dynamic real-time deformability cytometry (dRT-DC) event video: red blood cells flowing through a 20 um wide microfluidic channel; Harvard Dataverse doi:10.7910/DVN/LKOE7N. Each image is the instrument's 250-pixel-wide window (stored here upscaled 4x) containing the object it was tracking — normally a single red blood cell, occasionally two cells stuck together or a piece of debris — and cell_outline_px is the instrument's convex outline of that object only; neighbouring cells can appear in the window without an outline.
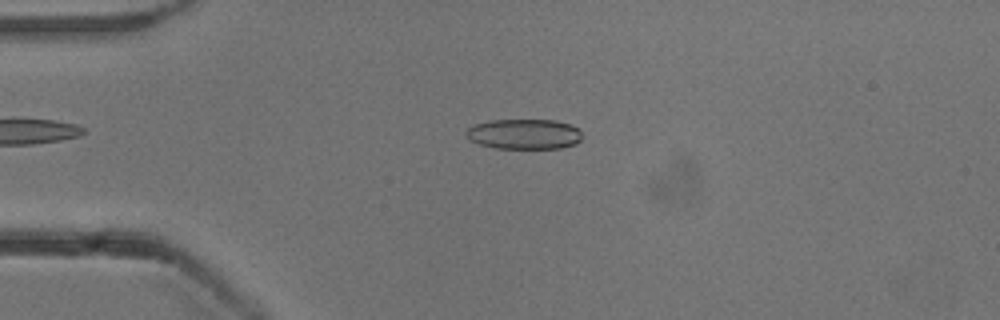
{"species": "common noctule bat (a hibernating species)", "species_latin": "Nyctalus noctula", "temperature_condition": "cold", "stored_images_in_passage": 52, "camera_frame_rate_fps": 3000, "um_per_image_px": 0.085, "animal": {"sex": "male", "body_mass_g": 13.3}, "frame": {"image": 1, "passage_image": 12, "time_ms": 3.667, "image_size_px": [1000, 320], "cell_outline_px": [[584, 136], [576, 144], [560, 148], [496, 148], [480, 144], [468, 140], [464, 136], [464, 132], [472, 124], [488, 120], [556, 120], [568, 124], [576, 128]], "centroid_in_image_um": [44.5, 11.39], "position_along_channel_um": 40.5, "area_um2": 20.63}}
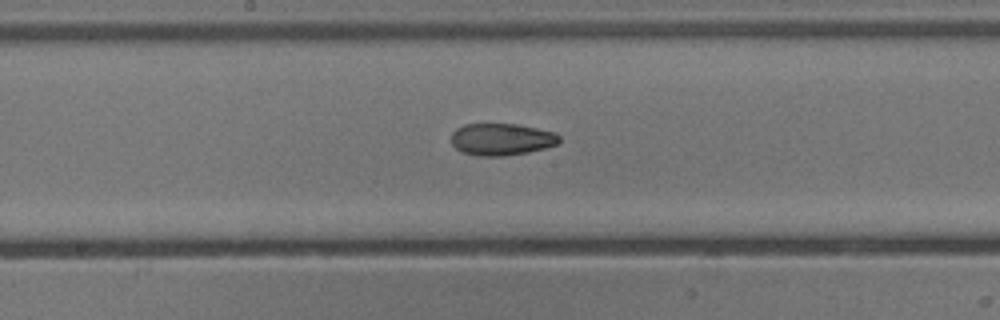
{"frame": {"image": 2, "passage_image": 27, "time_ms": 8.667, "image_size_px": [1000, 320], "cell_outline_px": [[560, 140], [556, 144], [544, 148], [528, 152], [504, 156], [476, 156], [464, 152], [456, 148], [452, 144], [452, 132], [456, 128], [464, 124], [516, 124], [556, 132], [560, 136]], "centroid_in_image_um": [42.63, 11.84], "position_along_channel_um": 205.6, "area_um2": 20.11}}
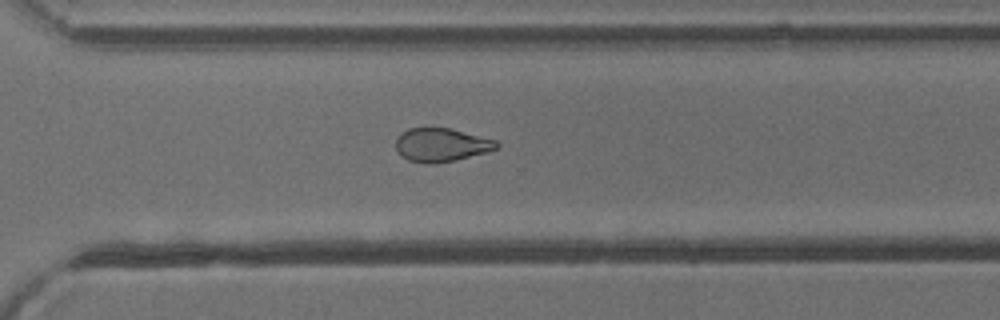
{"frame": {"image": 3, "passage_image": 37, "time_ms": 12.0, "image_size_px": [1000, 320], "cell_outline_px": [[500, 144], [496, 148], [488, 152], [436, 164], [424, 164], [408, 160], [400, 156], [396, 148], [396, 136], [400, 132], [408, 128], [448, 128], [496, 140]], "centroid_in_image_um": [37.46, 12.32], "position_along_channel_um": 333.1, "area_um2": 19.77}, "authors_computed_cell_mechanics": {"area_um2": 21.2993, "velocity_mm_per_s": 3.8447, "shape_relaxation_time_tau1_ms": null, "shape_relaxation_time_tau2_ms": 4.7572, "deformation_change_tau1": null, "deformation_change_tau2": 0.1186}}